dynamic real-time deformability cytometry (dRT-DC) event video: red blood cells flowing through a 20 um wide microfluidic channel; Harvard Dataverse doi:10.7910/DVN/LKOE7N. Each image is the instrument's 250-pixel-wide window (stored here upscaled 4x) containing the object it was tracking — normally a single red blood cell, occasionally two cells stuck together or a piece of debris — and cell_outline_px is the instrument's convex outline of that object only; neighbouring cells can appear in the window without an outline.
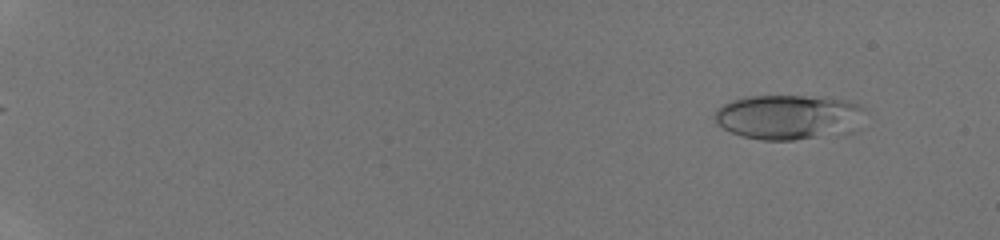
{"species": "human", "species_latin": "Homo sapiens", "temperature_condition": "room temperature", "stored_images_in_passage": 47, "camera_frame_rate_fps": 3000, "um_per_image_px": 0.085, "donor": {"sex": "male"}, "frame": {"image": 1, "passage_image": 5, "time_ms": 1.333, "image_size_px": [1000, 240], "cell_outline_px": [[864, 108], [836, 124], [812, 136], [792, 140], [760, 140], [740, 136], [724, 128], [712, 116], [716, 108], [732, 100], [748, 96], [824, 96], [848, 100], [860, 104]], "centroid_in_image_um": [66.57, 9.86], "position_along_channel_um": 18.4, "area_um2": 35.89}}
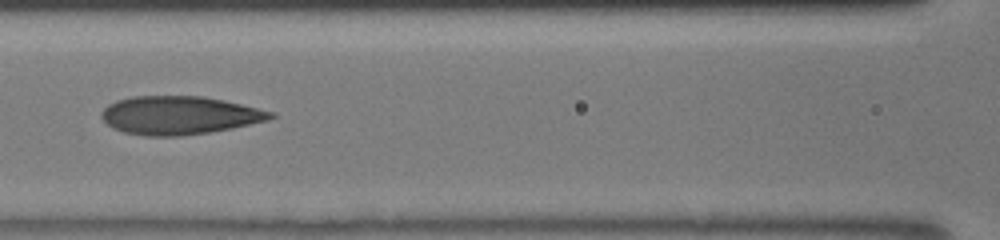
{"frame": {"image": 2, "passage_image": 25, "time_ms": 8.0, "image_size_px": [1000, 240], "cell_outline_px": [[276, 116], [268, 120], [232, 128], [208, 132], [180, 136], [144, 136], [124, 132], [112, 128], [100, 116], [100, 112], [108, 104], [116, 100], [132, 96], [204, 96], [224, 100], [276, 112]], "centroid_in_image_um": [15.23, 9.79], "position_along_channel_um": 151.4, "area_um2": 37.92}}
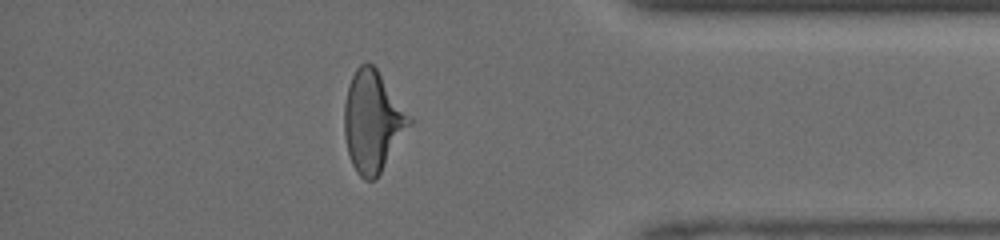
{"frame": {"image": 3, "passage_image": 42, "time_ms": 13.667, "image_size_px": [1000, 240], "cell_outline_px": [[412, 124], [376, 180], [364, 180], [356, 172], [352, 164], [348, 152], [344, 136], [344, 104], [348, 84], [356, 68], [360, 64], [372, 64], [376, 68], [412, 116]], "centroid_in_image_um": [31.68, 10.34], "position_along_channel_um": 403.5, "area_um2": 38.49}}